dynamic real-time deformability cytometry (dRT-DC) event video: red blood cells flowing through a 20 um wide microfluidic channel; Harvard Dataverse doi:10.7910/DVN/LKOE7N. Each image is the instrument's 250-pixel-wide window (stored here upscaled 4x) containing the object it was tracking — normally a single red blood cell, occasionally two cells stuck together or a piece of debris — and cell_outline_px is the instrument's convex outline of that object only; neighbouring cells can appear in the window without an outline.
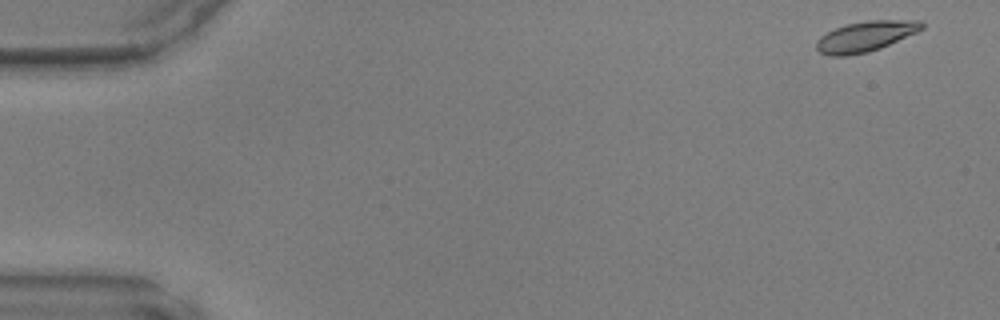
{"species": "common noctule bat (a hibernating species)", "species_latin": "Nyctalus noctula", "temperature_condition": "warm", "stored_images_in_passage": 13, "camera_frame_rate_fps": 3000, "um_per_image_px": 0.085, "animal": {"sex": "male", "body_mass_g": 17.9, "forearm_length_mm": 54.2}, "frame": {"image": 1, "passage_image": 1, "time_ms": 0.0, "image_size_px": [1000, 320], "cell_outline_px": [[924, 28], [916, 32], [880, 48], [868, 52], [848, 56], [828, 56], [820, 52], [816, 48], [816, 40], [820, 36], [836, 28], [848, 24], [868, 20], [920, 20], [924, 24]], "centroid_in_image_um": [73.55, 3.1], "position_along_channel_um": 11.4, "area_um2": 18.55}}
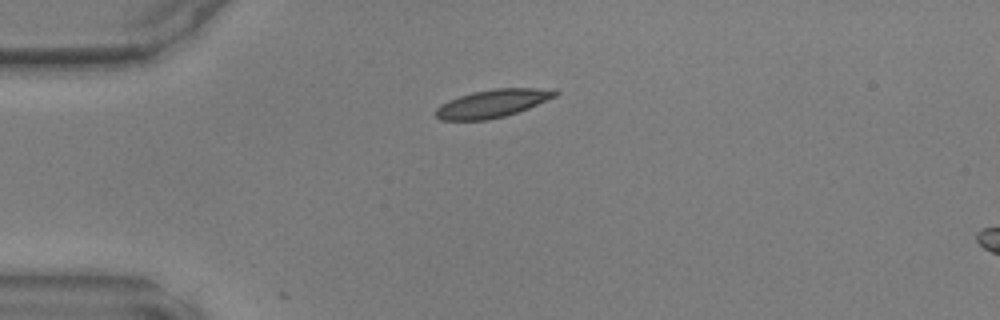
{"frame": {"image": 2, "passage_image": 11, "time_ms": 3.333, "image_size_px": [1000, 320], "cell_outline_px": [[560, 92], [556, 96], [528, 108], [504, 116], [484, 120], [440, 120], [436, 116], [436, 108], [440, 104], [448, 100], [472, 92], [496, 88], [536, 88]], "centroid_in_image_um": [41.81, 8.79], "position_along_channel_um": 43.2, "area_um2": 19.13}}